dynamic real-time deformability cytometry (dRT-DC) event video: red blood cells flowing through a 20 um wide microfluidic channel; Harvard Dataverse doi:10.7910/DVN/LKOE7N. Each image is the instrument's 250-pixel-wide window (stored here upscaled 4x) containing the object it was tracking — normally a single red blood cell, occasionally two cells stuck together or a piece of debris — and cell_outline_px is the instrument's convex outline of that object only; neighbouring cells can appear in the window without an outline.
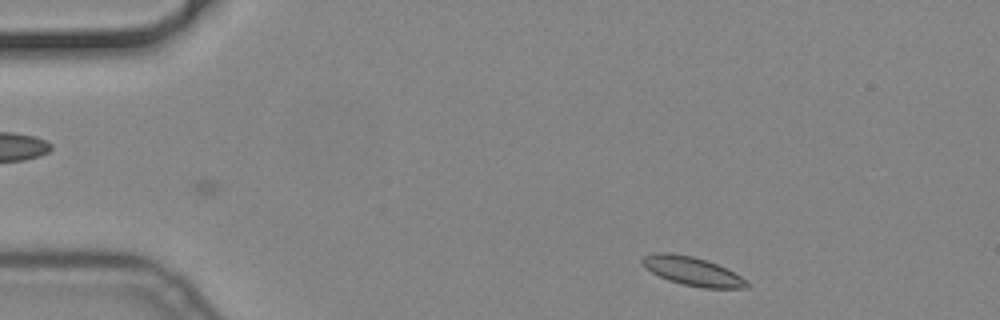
{"species": "common noctule bat (a hibernating species)", "species_latin": "Nyctalus noctula", "temperature_condition": "cold", "stored_images_in_passage": 48, "camera_frame_rate_fps": 3000, "um_per_image_px": 0.085, "animal": {"sex": "male", "body_mass_g": 19.2, "forearm_length_mm": 51.8}, "frame": {"image": 1, "passage_image": 2, "time_ms": 0.333, "image_size_px": [1000, 320], "cell_outline_px": [[752, 284], [748, 288], [704, 288], [684, 284], [668, 280], [644, 268], [640, 264], [640, 260], [644, 256], [652, 252], [668, 252], [692, 256], [728, 268], [748, 280]], "centroid_in_image_um": [58.87, 23.05], "position_along_channel_um": 26.1, "area_um2": 17.74}}
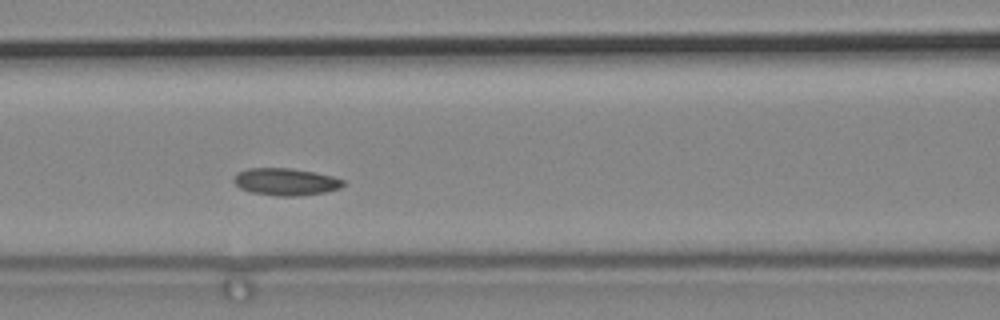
{"frame": {"image": 2, "passage_image": 18, "time_ms": 5.667, "image_size_px": [1000, 320], "cell_outline_px": [[344, 184], [340, 188], [324, 192], [296, 196], [276, 196], [252, 192], [240, 188], [232, 180], [236, 172], [248, 168], [288, 168], [312, 172], [332, 176], [344, 180]], "centroid_in_image_um": [24.24, 15.45], "position_along_channel_um": 142.4, "area_um2": 17.22}}
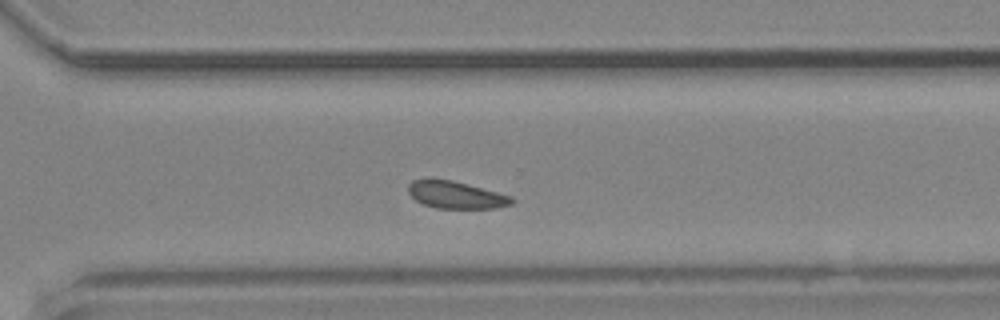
{"frame": {"image": 3, "passage_image": 34, "time_ms": 11.0, "image_size_px": [1000, 320], "cell_outline_px": [[516, 200], [512, 204], [496, 208], [436, 208], [424, 204], [416, 200], [408, 192], [408, 184], [412, 180], [428, 176], [432, 176], [452, 180], [468, 184], [512, 196]], "centroid_in_image_um": [38.71, 16.52], "position_along_channel_um": 331.9, "area_um2": 16.88}}